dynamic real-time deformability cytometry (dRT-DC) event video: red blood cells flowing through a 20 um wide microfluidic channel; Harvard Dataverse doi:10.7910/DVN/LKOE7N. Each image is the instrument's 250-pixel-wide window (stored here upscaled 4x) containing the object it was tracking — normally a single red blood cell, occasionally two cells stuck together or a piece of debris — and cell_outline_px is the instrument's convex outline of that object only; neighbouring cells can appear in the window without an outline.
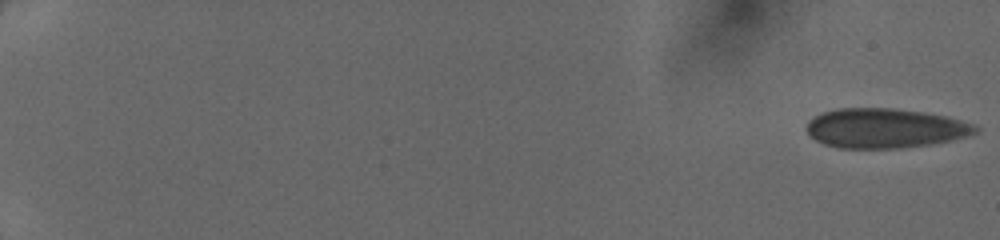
{"species": "human", "species_latin": "Homo sapiens", "temperature_condition": "cold", "stored_images_in_passage": 49, "camera_frame_rate_fps": 3000, "um_per_image_px": 0.085, "donor": {"sex": "female"}, "frame": {"image": 1, "passage_image": 1, "time_ms": 0.0, "image_size_px": [1000, 240], "cell_outline_px": [[980, 128], [976, 132], [964, 136], [948, 140], [928, 144], [904, 148], [836, 148], [824, 144], [816, 140], [804, 128], [808, 120], [820, 112], [836, 108], [892, 108], [924, 112], [944, 116], [960, 120], [972, 124]], "centroid_in_image_um": [75.14, 10.89], "position_along_channel_um": 9.9, "area_um2": 38.9}}
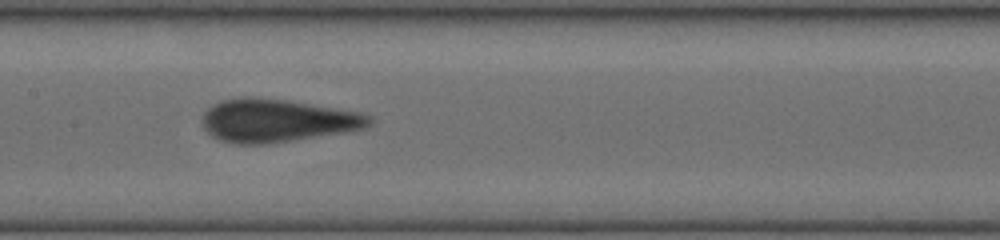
{"frame": {"image": 2, "passage_image": 28, "time_ms": 9.0, "image_size_px": [1000, 240], "cell_outline_px": [[372, 124], [368, 128], [348, 132], [268, 144], [236, 144], [220, 140], [212, 136], [204, 128], [200, 120], [204, 112], [212, 104], [220, 100], [244, 96], [248, 96], [284, 100], [360, 112], [372, 116]], "centroid_in_image_um": [23.54, 10.26], "position_along_channel_um": 183.9, "area_um2": 42.25}}
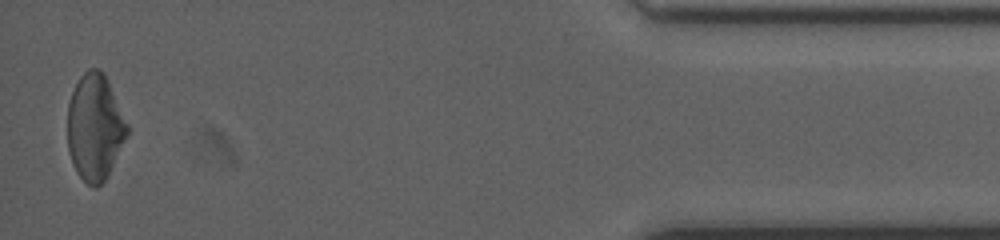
{"frame": {"image": 3, "passage_image": 49, "time_ms": 16.0, "image_size_px": [1000, 240], "cell_outline_px": [[128, 132], [104, 180], [96, 188], [92, 188], [76, 172], [72, 164], [68, 152], [68, 104], [72, 92], [80, 76], [88, 68], [100, 68], [104, 72], [108, 80], [128, 124]], "centroid_in_image_um": [8.04, 10.78], "position_along_channel_um": 427.2, "area_um2": 36.65}}